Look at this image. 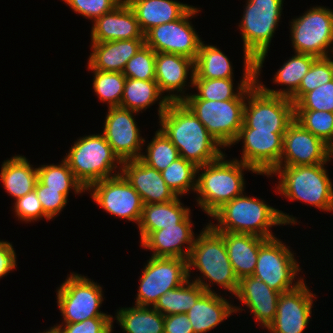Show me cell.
I'll return each instance as SVG.
<instances>
[{
	"instance_id": "3",
	"label": "cell",
	"mask_w": 333,
	"mask_h": 333,
	"mask_svg": "<svg viewBox=\"0 0 333 333\" xmlns=\"http://www.w3.org/2000/svg\"><path fill=\"white\" fill-rule=\"evenodd\" d=\"M225 158L224 152L217 160L197 167V205L210 217L225 203L244 193L245 170L259 175L251 166L238 159Z\"/></svg>"
},
{
	"instance_id": "4",
	"label": "cell",
	"mask_w": 333,
	"mask_h": 333,
	"mask_svg": "<svg viewBox=\"0 0 333 333\" xmlns=\"http://www.w3.org/2000/svg\"><path fill=\"white\" fill-rule=\"evenodd\" d=\"M188 278L192 268H197L202 276L192 281L200 285L206 292H214L211 283L221 286L235 296L239 279L229 260L224 238L209 223L195 237L189 257L187 258ZM202 278V279H201ZM207 279V281L203 280Z\"/></svg>"
},
{
	"instance_id": "38",
	"label": "cell",
	"mask_w": 333,
	"mask_h": 333,
	"mask_svg": "<svg viewBox=\"0 0 333 333\" xmlns=\"http://www.w3.org/2000/svg\"><path fill=\"white\" fill-rule=\"evenodd\" d=\"M161 174L167 186L177 196L188 194L189 190L195 193L197 166L194 163L179 157L161 171Z\"/></svg>"
},
{
	"instance_id": "23",
	"label": "cell",
	"mask_w": 333,
	"mask_h": 333,
	"mask_svg": "<svg viewBox=\"0 0 333 333\" xmlns=\"http://www.w3.org/2000/svg\"><path fill=\"white\" fill-rule=\"evenodd\" d=\"M92 23L91 42L145 38L134 11L125 0Z\"/></svg>"
},
{
	"instance_id": "29",
	"label": "cell",
	"mask_w": 333,
	"mask_h": 333,
	"mask_svg": "<svg viewBox=\"0 0 333 333\" xmlns=\"http://www.w3.org/2000/svg\"><path fill=\"white\" fill-rule=\"evenodd\" d=\"M179 196L167 203H155L143 205L142 215L138 224L140 241L150 232L175 226L181 223L191 210L185 207Z\"/></svg>"
},
{
	"instance_id": "11",
	"label": "cell",
	"mask_w": 333,
	"mask_h": 333,
	"mask_svg": "<svg viewBox=\"0 0 333 333\" xmlns=\"http://www.w3.org/2000/svg\"><path fill=\"white\" fill-rule=\"evenodd\" d=\"M290 28L294 52L315 57L331 56L329 52H333L332 9L314 6L302 16L292 19Z\"/></svg>"
},
{
	"instance_id": "10",
	"label": "cell",
	"mask_w": 333,
	"mask_h": 333,
	"mask_svg": "<svg viewBox=\"0 0 333 333\" xmlns=\"http://www.w3.org/2000/svg\"><path fill=\"white\" fill-rule=\"evenodd\" d=\"M289 248L277 237L267 239L259 248L253 273L254 277L280 293L296 288L304 280L296 277L301 269L294 251Z\"/></svg>"
},
{
	"instance_id": "25",
	"label": "cell",
	"mask_w": 333,
	"mask_h": 333,
	"mask_svg": "<svg viewBox=\"0 0 333 333\" xmlns=\"http://www.w3.org/2000/svg\"><path fill=\"white\" fill-rule=\"evenodd\" d=\"M145 44V38L91 42L88 65L93 70L123 72L126 63Z\"/></svg>"
},
{
	"instance_id": "32",
	"label": "cell",
	"mask_w": 333,
	"mask_h": 333,
	"mask_svg": "<svg viewBox=\"0 0 333 333\" xmlns=\"http://www.w3.org/2000/svg\"><path fill=\"white\" fill-rule=\"evenodd\" d=\"M317 57L310 54L296 53L289 58L283 66L278 69L273 78V83H277L280 86L285 85L286 88L274 90L265 87L258 78H255L256 84L266 93L274 96H282L286 98H291L299 88L302 78L309 71L312 63Z\"/></svg>"
},
{
	"instance_id": "35",
	"label": "cell",
	"mask_w": 333,
	"mask_h": 333,
	"mask_svg": "<svg viewBox=\"0 0 333 333\" xmlns=\"http://www.w3.org/2000/svg\"><path fill=\"white\" fill-rule=\"evenodd\" d=\"M233 67L228 58L217 46L205 45L202 41L194 61L193 79L233 78Z\"/></svg>"
},
{
	"instance_id": "48",
	"label": "cell",
	"mask_w": 333,
	"mask_h": 333,
	"mask_svg": "<svg viewBox=\"0 0 333 333\" xmlns=\"http://www.w3.org/2000/svg\"><path fill=\"white\" fill-rule=\"evenodd\" d=\"M36 194L41 202L44 213L50 218L53 219L62 209L66 206L68 198L59 193V190L46 189L39 180H37L35 185Z\"/></svg>"
},
{
	"instance_id": "30",
	"label": "cell",
	"mask_w": 333,
	"mask_h": 333,
	"mask_svg": "<svg viewBox=\"0 0 333 333\" xmlns=\"http://www.w3.org/2000/svg\"><path fill=\"white\" fill-rule=\"evenodd\" d=\"M244 70L240 84L234 91L233 78L227 79H193V87L197 93L189 94L185 99H204L226 101L235 99L254 79L255 62H243Z\"/></svg>"
},
{
	"instance_id": "39",
	"label": "cell",
	"mask_w": 333,
	"mask_h": 333,
	"mask_svg": "<svg viewBox=\"0 0 333 333\" xmlns=\"http://www.w3.org/2000/svg\"><path fill=\"white\" fill-rule=\"evenodd\" d=\"M88 71L94 74L93 89L95 95L103 103L107 102L108 108L119 107L123 96L126 77L122 72H107L93 70L87 65Z\"/></svg>"
},
{
	"instance_id": "50",
	"label": "cell",
	"mask_w": 333,
	"mask_h": 333,
	"mask_svg": "<svg viewBox=\"0 0 333 333\" xmlns=\"http://www.w3.org/2000/svg\"><path fill=\"white\" fill-rule=\"evenodd\" d=\"M16 253L10 242L0 240V278L13 271L16 264Z\"/></svg>"
},
{
	"instance_id": "14",
	"label": "cell",
	"mask_w": 333,
	"mask_h": 333,
	"mask_svg": "<svg viewBox=\"0 0 333 333\" xmlns=\"http://www.w3.org/2000/svg\"><path fill=\"white\" fill-rule=\"evenodd\" d=\"M200 10L192 6L181 18L155 26L145 36V44L156 53H173L196 60L202 39L189 21Z\"/></svg>"
},
{
	"instance_id": "24",
	"label": "cell",
	"mask_w": 333,
	"mask_h": 333,
	"mask_svg": "<svg viewBox=\"0 0 333 333\" xmlns=\"http://www.w3.org/2000/svg\"><path fill=\"white\" fill-rule=\"evenodd\" d=\"M281 293L270 288L262 280L252 276H245L239 280L235 296L249 308L254 320L261 328H267L274 320L277 304Z\"/></svg>"
},
{
	"instance_id": "47",
	"label": "cell",
	"mask_w": 333,
	"mask_h": 333,
	"mask_svg": "<svg viewBox=\"0 0 333 333\" xmlns=\"http://www.w3.org/2000/svg\"><path fill=\"white\" fill-rule=\"evenodd\" d=\"M14 212L15 216L18 217L22 222H34L42 220L43 217L47 220H51L45 213L42 208L41 202L36 194V191L33 190L26 194L25 196L18 198L14 202ZM42 218V219H40Z\"/></svg>"
},
{
	"instance_id": "20",
	"label": "cell",
	"mask_w": 333,
	"mask_h": 333,
	"mask_svg": "<svg viewBox=\"0 0 333 333\" xmlns=\"http://www.w3.org/2000/svg\"><path fill=\"white\" fill-rule=\"evenodd\" d=\"M188 73L191 76L189 80L190 85H187ZM193 77V59L173 53H156L155 81L161 93L167 92L164 96L169 102H181L185 99L188 95V93L185 94V86L193 87Z\"/></svg>"
},
{
	"instance_id": "21",
	"label": "cell",
	"mask_w": 333,
	"mask_h": 333,
	"mask_svg": "<svg viewBox=\"0 0 333 333\" xmlns=\"http://www.w3.org/2000/svg\"><path fill=\"white\" fill-rule=\"evenodd\" d=\"M121 174L140 195L144 205L167 203L178 196L167 186L161 172L139 158L122 162Z\"/></svg>"
},
{
	"instance_id": "28",
	"label": "cell",
	"mask_w": 333,
	"mask_h": 333,
	"mask_svg": "<svg viewBox=\"0 0 333 333\" xmlns=\"http://www.w3.org/2000/svg\"><path fill=\"white\" fill-rule=\"evenodd\" d=\"M145 35L150 29L181 18L192 6L173 0H125Z\"/></svg>"
},
{
	"instance_id": "19",
	"label": "cell",
	"mask_w": 333,
	"mask_h": 333,
	"mask_svg": "<svg viewBox=\"0 0 333 333\" xmlns=\"http://www.w3.org/2000/svg\"><path fill=\"white\" fill-rule=\"evenodd\" d=\"M272 131L240 129L235 143L242 141L239 161L251 166L259 175H268L280 162L283 152V135Z\"/></svg>"
},
{
	"instance_id": "18",
	"label": "cell",
	"mask_w": 333,
	"mask_h": 333,
	"mask_svg": "<svg viewBox=\"0 0 333 333\" xmlns=\"http://www.w3.org/2000/svg\"><path fill=\"white\" fill-rule=\"evenodd\" d=\"M315 296L304 280L296 288L281 293L276 316L266 329L270 333H303L312 317Z\"/></svg>"
},
{
	"instance_id": "37",
	"label": "cell",
	"mask_w": 333,
	"mask_h": 333,
	"mask_svg": "<svg viewBox=\"0 0 333 333\" xmlns=\"http://www.w3.org/2000/svg\"><path fill=\"white\" fill-rule=\"evenodd\" d=\"M37 172L38 180L46 186V189L59 190V193L64 194L67 198L72 189L75 194L86 192L64 159L57 165H41L37 167Z\"/></svg>"
},
{
	"instance_id": "22",
	"label": "cell",
	"mask_w": 333,
	"mask_h": 333,
	"mask_svg": "<svg viewBox=\"0 0 333 333\" xmlns=\"http://www.w3.org/2000/svg\"><path fill=\"white\" fill-rule=\"evenodd\" d=\"M190 217L191 213L175 226L150 232L140 241L141 247L151 251L153 257L187 259L195 240Z\"/></svg>"
},
{
	"instance_id": "43",
	"label": "cell",
	"mask_w": 333,
	"mask_h": 333,
	"mask_svg": "<svg viewBox=\"0 0 333 333\" xmlns=\"http://www.w3.org/2000/svg\"><path fill=\"white\" fill-rule=\"evenodd\" d=\"M156 52L144 44L126 63L123 74L126 78L155 80Z\"/></svg>"
},
{
	"instance_id": "44",
	"label": "cell",
	"mask_w": 333,
	"mask_h": 333,
	"mask_svg": "<svg viewBox=\"0 0 333 333\" xmlns=\"http://www.w3.org/2000/svg\"><path fill=\"white\" fill-rule=\"evenodd\" d=\"M294 110L333 112V80L307 92L294 105Z\"/></svg>"
},
{
	"instance_id": "7",
	"label": "cell",
	"mask_w": 333,
	"mask_h": 333,
	"mask_svg": "<svg viewBox=\"0 0 333 333\" xmlns=\"http://www.w3.org/2000/svg\"><path fill=\"white\" fill-rule=\"evenodd\" d=\"M64 160L85 189L97 181L121 174L122 162L101 133L77 139Z\"/></svg>"
},
{
	"instance_id": "1",
	"label": "cell",
	"mask_w": 333,
	"mask_h": 333,
	"mask_svg": "<svg viewBox=\"0 0 333 333\" xmlns=\"http://www.w3.org/2000/svg\"><path fill=\"white\" fill-rule=\"evenodd\" d=\"M159 120L160 130L178 149L179 156L197 167L224 154L223 147L182 101L169 102Z\"/></svg>"
},
{
	"instance_id": "31",
	"label": "cell",
	"mask_w": 333,
	"mask_h": 333,
	"mask_svg": "<svg viewBox=\"0 0 333 333\" xmlns=\"http://www.w3.org/2000/svg\"><path fill=\"white\" fill-rule=\"evenodd\" d=\"M1 166L0 180L14 200L35 190L38 180L37 168L33 167L24 155H14Z\"/></svg>"
},
{
	"instance_id": "49",
	"label": "cell",
	"mask_w": 333,
	"mask_h": 333,
	"mask_svg": "<svg viewBox=\"0 0 333 333\" xmlns=\"http://www.w3.org/2000/svg\"><path fill=\"white\" fill-rule=\"evenodd\" d=\"M164 333H194L186 313L164 316Z\"/></svg>"
},
{
	"instance_id": "9",
	"label": "cell",
	"mask_w": 333,
	"mask_h": 333,
	"mask_svg": "<svg viewBox=\"0 0 333 333\" xmlns=\"http://www.w3.org/2000/svg\"><path fill=\"white\" fill-rule=\"evenodd\" d=\"M102 286L81 274L71 273L57 288L56 298L62 323H79L95 317H113L100 311Z\"/></svg>"
},
{
	"instance_id": "17",
	"label": "cell",
	"mask_w": 333,
	"mask_h": 333,
	"mask_svg": "<svg viewBox=\"0 0 333 333\" xmlns=\"http://www.w3.org/2000/svg\"><path fill=\"white\" fill-rule=\"evenodd\" d=\"M332 156L333 152L329 145L294 119L283 135V152L277 166L327 163Z\"/></svg>"
},
{
	"instance_id": "6",
	"label": "cell",
	"mask_w": 333,
	"mask_h": 333,
	"mask_svg": "<svg viewBox=\"0 0 333 333\" xmlns=\"http://www.w3.org/2000/svg\"><path fill=\"white\" fill-rule=\"evenodd\" d=\"M325 164L276 166L267 176L278 175L277 193L298 200L322 211H333V184Z\"/></svg>"
},
{
	"instance_id": "5",
	"label": "cell",
	"mask_w": 333,
	"mask_h": 333,
	"mask_svg": "<svg viewBox=\"0 0 333 333\" xmlns=\"http://www.w3.org/2000/svg\"><path fill=\"white\" fill-rule=\"evenodd\" d=\"M283 0H247L239 28L244 62H255V78L261 73L275 29L280 22Z\"/></svg>"
},
{
	"instance_id": "33",
	"label": "cell",
	"mask_w": 333,
	"mask_h": 333,
	"mask_svg": "<svg viewBox=\"0 0 333 333\" xmlns=\"http://www.w3.org/2000/svg\"><path fill=\"white\" fill-rule=\"evenodd\" d=\"M162 95L155 80L126 78L120 107L140 113L159 100L158 116L160 117L169 104V100Z\"/></svg>"
},
{
	"instance_id": "46",
	"label": "cell",
	"mask_w": 333,
	"mask_h": 333,
	"mask_svg": "<svg viewBox=\"0 0 333 333\" xmlns=\"http://www.w3.org/2000/svg\"><path fill=\"white\" fill-rule=\"evenodd\" d=\"M76 14L84 16L94 22L98 17L112 11L123 0H62Z\"/></svg>"
},
{
	"instance_id": "42",
	"label": "cell",
	"mask_w": 333,
	"mask_h": 333,
	"mask_svg": "<svg viewBox=\"0 0 333 333\" xmlns=\"http://www.w3.org/2000/svg\"><path fill=\"white\" fill-rule=\"evenodd\" d=\"M332 55L327 57H317L312 63L307 74L297 89V92L290 98L294 105L307 93L317 87L333 80V59Z\"/></svg>"
},
{
	"instance_id": "27",
	"label": "cell",
	"mask_w": 333,
	"mask_h": 333,
	"mask_svg": "<svg viewBox=\"0 0 333 333\" xmlns=\"http://www.w3.org/2000/svg\"><path fill=\"white\" fill-rule=\"evenodd\" d=\"M219 233L224 238L229 260L238 279L252 276L256 267L259 248L267 239L252 234Z\"/></svg>"
},
{
	"instance_id": "51",
	"label": "cell",
	"mask_w": 333,
	"mask_h": 333,
	"mask_svg": "<svg viewBox=\"0 0 333 333\" xmlns=\"http://www.w3.org/2000/svg\"><path fill=\"white\" fill-rule=\"evenodd\" d=\"M39 333H57L56 330H53L52 328H50L49 330H46V332H39Z\"/></svg>"
},
{
	"instance_id": "13",
	"label": "cell",
	"mask_w": 333,
	"mask_h": 333,
	"mask_svg": "<svg viewBox=\"0 0 333 333\" xmlns=\"http://www.w3.org/2000/svg\"><path fill=\"white\" fill-rule=\"evenodd\" d=\"M188 279L187 259L151 256L143 268L134 305L153 307L163 294Z\"/></svg>"
},
{
	"instance_id": "8",
	"label": "cell",
	"mask_w": 333,
	"mask_h": 333,
	"mask_svg": "<svg viewBox=\"0 0 333 333\" xmlns=\"http://www.w3.org/2000/svg\"><path fill=\"white\" fill-rule=\"evenodd\" d=\"M256 85L255 79L235 98L226 101L184 99L182 102L202 122L207 131L224 148L237 139L243 126L247 93Z\"/></svg>"
},
{
	"instance_id": "36",
	"label": "cell",
	"mask_w": 333,
	"mask_h": 333,
	"mask_svg": "<svg viewBox=\"0 0 333 333\" xmlns=\"http://www.w3.org/2000/svg\"><path fill=\"white\" fill-rule=\"evenodd\" d=\"M205 292L200 285L188 279L184 284L163 294L153 308L164 316L187 313Z\"/></svg>"
},
{
	"instance_id": "26",
	"label": "cell",
	"mask_w": 333,
	"mask_h": 333,
	"mask_svg": "<svg viewBox=\"0 0 333 333\" xmlns=\"http://www.w3.org/2000/svg\"><path fill=\"white\" fill-rule=\"evenodd\" d=\"M241 310L240 306L229 303L216 292H205L187 311L194 333H206L226 320L232 313Z\"/></svg>"
},
{
	"instance_id": "45",
	"label": "cell",
	"mask_w": 333,
	"mask_h": 333,
	"mask_svg": "<svg viewBox=\"0 0 333 333\" xmlns=\"http://www.w3.org/2000/svg\"><path fill=\"white\" fill-rule=\"evenodd\" d=\"M114 317H95L79 323H61L51 327L57 333H112Z\"/></svg>"
},
{
	"instance_id": "12",
	"label": "cell",
	"mask_w": 333,
	"mask_h": 333,
	"mask_svg": "<svg viewBox=\"0 0 333 333\" xmlns=\"http://www.w3.org/2000/svg\"><path fill=\"white\" fill-rule=\"evenodd\" d=\"M294 120V103L286 97L264 92L257 84L247 93L240 129L285 133Z\"/></svg>"
},
{
	"instance_id": "40",
	"label": "cell",
	"mask_w": 333,
	"mask_h": 333,
	"mask_svg": "<svg viewBox=\"0 0 333 333\" xmlns=\"http://www.w3.org/2000/svg\"><path fill=\"white\" fill-rule=\"evenodd\" d=\"M143 154L139 159L159 172L180 157L178 149L160 129L155 132L152 141L147 144L146 154Z\"/></svg>"
},
{
	"instance_id": "16",
	"label": "cell",
	"mask_w": 333,
	"mask_h": 333,
	"mask_svg": "<svg viewBox=\"0 0 333 333\" xmlns=\"http://www.w3.org/2000/svg\"><path fill=\"white\" fill-rule=\"evenodd\" d=\"M133 113L139 112L110 107L105 118L102 134L121 162L140 158L145 143Z\"/></svg>"
},
{
	"instance_id": "15",
	"label": "cell",
	"mask_w": 333,
	"mask_h": 333,
	"mask_svg": "<svg viewBox=\"0 0 333 333\" xmlns=\"http://www.w3.org/2000/svg\"><path fill=\"white\" fill-rule=\"evenodd\" d=\"M86 191L107 213L139 224L144 204L122 174L97 181Z\"/></svg>"
},
{
	"instance_id": "34",
	"label": "cell",
	"mask_w": 333,
	"mask_h": 333,
	"mask_svg": "<svg viewBox=\"0 0 333 333\" xmlns=\"http://www.w3.org/2000/svg\"><path fill=\"white\" fill-rule=\"evenodd\" d=\"M115 320L125 333H164V315L153 307L119 308Z\"/></svg>"
},
{
	"instance_id": "2",
	"label": "cell",
	"mask_w": 333,
	"mask_h": 333,
	"mask_svg": "<svg viewBox=\"0 0 333 333\" xmlns=\"http://www.w3.org/2000/svg\"><path fill=\"white\" fill-rule=\"evenodd\" d=\"M211 218L218 221L216 225L209 223L217 232L252 234L265 239L276 236L271 227L298 222L292 215L273 208L264 200L245 194L225 203Z\"/></svg>"
},
{
	"instance_id": "41",
	"label": "cell",
	"mask_w": 333,
	"mask_h": 333,
	"mask_svg": "<svg viewBox=\"0 0 333 333\" xmlns=\"http://www.w3.org/2000/svg\"><path fill=\"white\" fill-rule=\"evenodd\" d=\"M294 119L313 135L322 139L333 152V112L294 110Z\"/></svg>"
}]
</instances>
